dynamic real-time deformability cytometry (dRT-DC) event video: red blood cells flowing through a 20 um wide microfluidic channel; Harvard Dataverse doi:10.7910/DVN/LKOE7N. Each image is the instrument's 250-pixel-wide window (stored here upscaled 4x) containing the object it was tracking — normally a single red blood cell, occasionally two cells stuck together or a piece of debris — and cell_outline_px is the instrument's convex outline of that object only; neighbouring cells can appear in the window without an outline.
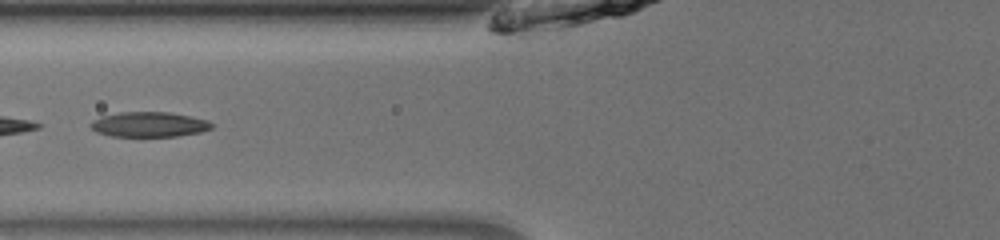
{"species": "common noctule bat (a hibernating species)", "species_latin": "Nyctalus noctula", "temperature_condition": "room temperature", "stored_images_in_passage": 28, "camera_frame_rate_fps": 3000, "um_per_image_px": 0.085, "animal": {"sex": "male", "body_mass_g": 13.0, "forearm_length_mm": 53.1}, "frame": {"image": 1, "passage_image": 9, "time_ms": 2.667, "image_size_px": [1000, 240], "cell_outline_px": [[212, 128], [200, 132], [176, 136], [112, 136], [96, 132], [88, 124], [92, 120], [100, 116], [120, 112], [168, 112], [208, 120], [212, 124]], "centroid_in_image_um": [12.62, 10.57], "position_along_channel_um": 113.2, "area_um2": 17.57}}